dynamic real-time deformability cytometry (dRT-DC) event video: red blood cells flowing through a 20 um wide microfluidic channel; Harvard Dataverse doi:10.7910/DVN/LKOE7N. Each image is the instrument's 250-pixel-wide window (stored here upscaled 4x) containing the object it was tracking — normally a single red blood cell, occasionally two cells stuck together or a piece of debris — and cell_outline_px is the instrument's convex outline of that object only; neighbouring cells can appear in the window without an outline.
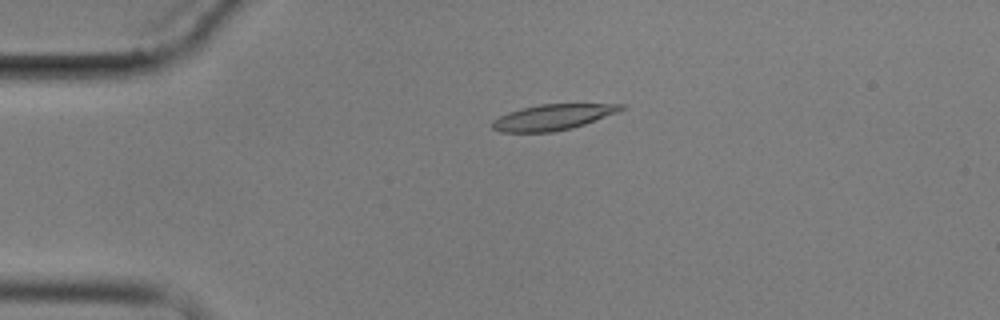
{"species": "common noctule bat (a hibernating species)", "species_latin": "Nyctalus noctula", "temperature_condition": "cold", "stored_images_in_passage": 3, "camera_frame_rate_fps": 3000, "um_per_image_px": 0.085, "animal": {"sex": "male", "body_mass_g": 17.9}, "frame": {"image": 1, "passage_image": 2, "time_ms": 1.0, "image_size_px": [1000, 320], "cell_outline_px": [[628, 104], [624, 108], [616, 112], [584, 124], [572, 128], [552, 132], [500, 132], [492, 128], [492, 120], [508, 112], [540, 104]], "centroid_in_image_um": [46.96, 9.96], "position_along_channel_um": 38.0, "area_um2": 19.02}}